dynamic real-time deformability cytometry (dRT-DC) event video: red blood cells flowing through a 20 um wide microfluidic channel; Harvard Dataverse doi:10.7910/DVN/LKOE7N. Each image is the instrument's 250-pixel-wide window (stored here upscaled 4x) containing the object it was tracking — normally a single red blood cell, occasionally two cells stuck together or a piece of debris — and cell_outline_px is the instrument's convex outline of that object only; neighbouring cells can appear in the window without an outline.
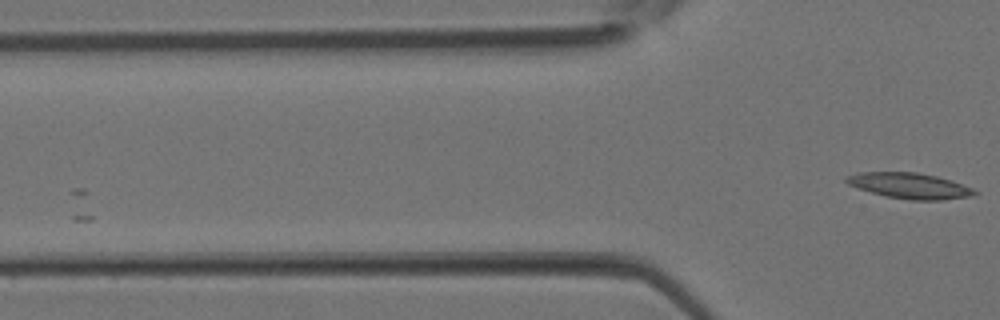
{"species": "Egyptian fruit bat (a non-hibernating species)", "species_latin": "Rousettus aegyptiacus", "temperature_condition": "room temperature", "stored_images_in_passage": 2, "camera_frame_rate_fps": 3000, "um_per_image_px": 0.085, "animal": {"sex": "female"}, "frame": {"image": 1, "passage_image": 2, "time_ms": 0.333, "image_size_px": [1000, 320], "cell_outline_px": [[980, 192], [972, 196], [940, 200], [912, 200], [888, 196], [856, 188], [848, 184], [844, 180], [844, 176], [860, 172], [916, 172], [936, 176], [972, 188]], "centroid_in_image_um": [77.28, 15.78], "position_along_channel_um": 48.5, "area_um2": 19.02}}